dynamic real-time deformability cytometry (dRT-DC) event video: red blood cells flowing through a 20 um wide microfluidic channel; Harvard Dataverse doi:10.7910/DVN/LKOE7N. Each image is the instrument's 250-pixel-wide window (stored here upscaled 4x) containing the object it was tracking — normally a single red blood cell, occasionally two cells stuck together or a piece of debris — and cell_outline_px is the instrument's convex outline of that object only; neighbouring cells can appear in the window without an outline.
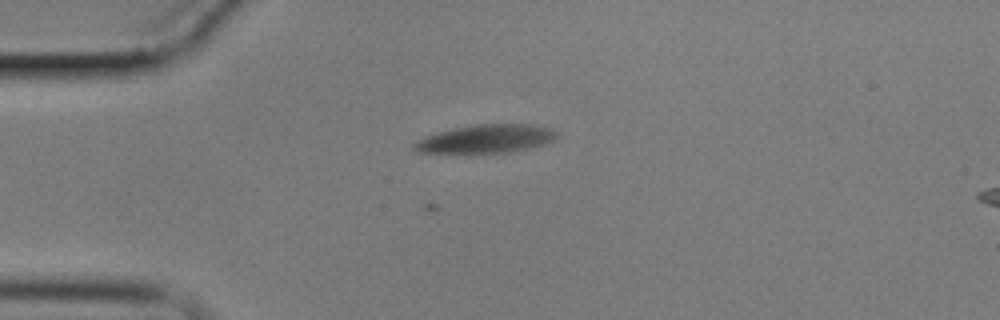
{"species": "common noctule bat (a hibernating species)", "species_latin": "Nyctalus noctula", "temperature_condition": "cold", "stored_images_in_passage": 7, "camera_frame_rate_fps": 3000, "um_per_image_px": 0.085, "animal": {"sex": "male", "body_mass_g": 17.9}, "frame": {"image": 1, "passage_image": 1, "time_ms": 0.0, "image_size_px": [1000, 320], "cell_outline_px": [[556, 140], [548, 144], [512, 152], [472, 156], [464, 156], [416, 152], [412, 148], [412, 144], [416, 140], [452, 128], [476, 124], [532, 124], [552, 128], [556, 132]], "centroid_in_image_um": [41.27, 11.87], "position_along_channel_um": 43.7, "area_um2": 25.03}}
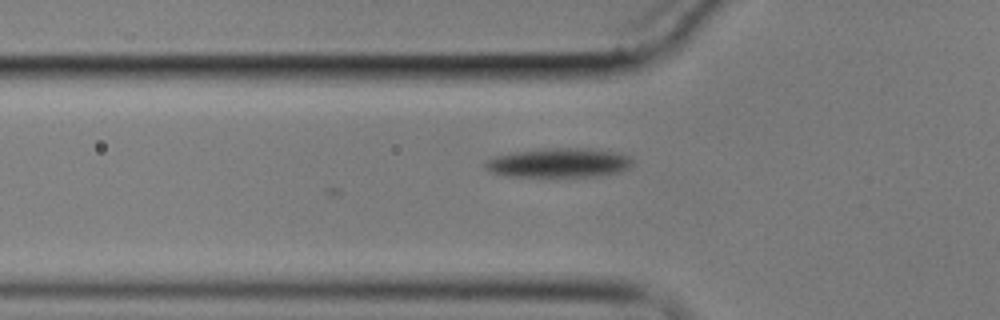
{"frame": {"image": 2, "passage_image": 7, "time_ms": 2.0, "image_size_px": [1000, 320], "cell_outline_px": [[632, 164], [628, 168], [620, 172], [600, 176], [504, 176], [492, 172], [484, 168], [484, 164], [492, 156], [512, 152], [544, 148], [592, 148], [620, 152], [628, 156], [632, 160]], "centroid_in_image_um": [47.51, 13.82], "position_along_channel_um": 78.3, "area_um2": 25.43}}